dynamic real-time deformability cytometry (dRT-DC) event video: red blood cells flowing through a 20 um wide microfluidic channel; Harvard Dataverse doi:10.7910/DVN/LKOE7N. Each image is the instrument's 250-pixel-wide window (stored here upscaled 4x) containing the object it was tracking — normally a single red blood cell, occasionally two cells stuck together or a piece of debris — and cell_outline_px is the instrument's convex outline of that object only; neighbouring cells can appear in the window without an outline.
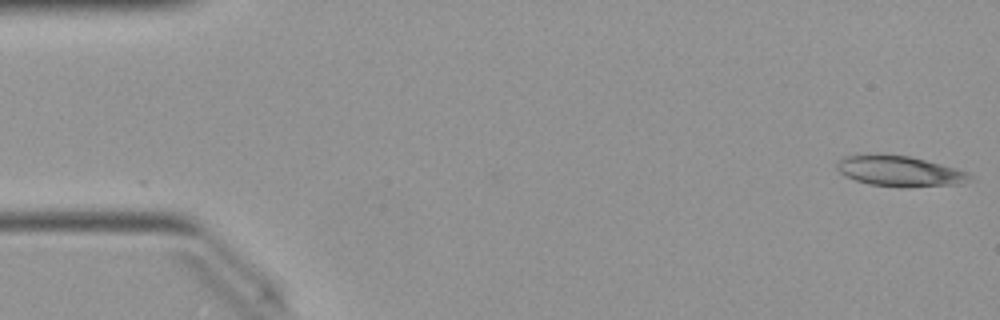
{"species": "Egyptian fruit bat (a non-hibernating species)", "species_latin": "Rousettus aegyptiacus", "temperature_condition": "warm", "stored_images_in_passage": 50, "camera_frame_rate_fps": 3000, "um_per_image_px": 0.085, "animal": {"sex": "female"}, "frame": {"image": 1, "passage_image": 1, "time_ms": 0.0, "image_size_px": [1000, 320], "cell_outline_px": [[976, 180], [964, 184], [908, 188], [900, 188], [868, 184], [856, 180], [840, 172], [836, 168], [836, 160], [844, 156], [908, 156], [956, 168], [968, 172]], "centroid_in_image_um": [76.58, 14.6], "position_along_channel_um": 8.4, "area_um2": 23.58}}
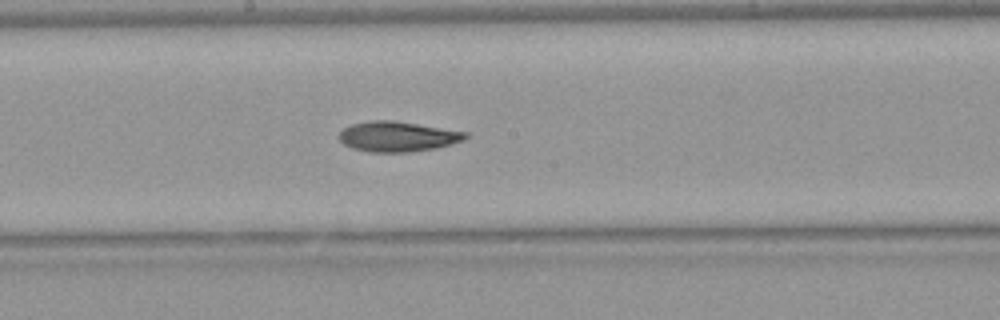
{"frame": {"image": 2, "passage_image": 26, "time_ms": 8.333, "image_size_px": [1000, 320], "cell_outline_px": [[468, 136], [464, 140], [452, 144], [436, 148], [408, 152], [372, 152], [352, 148], [344, 144], [340, 140], [340, 132], [344, 128], [352, 124], [368, 120], [392, 120], [468, 132]], "centroid_in_image_um": [33.81, 11.6], "position_along_channel_um": 214.4, "area_um2": 22.14}}
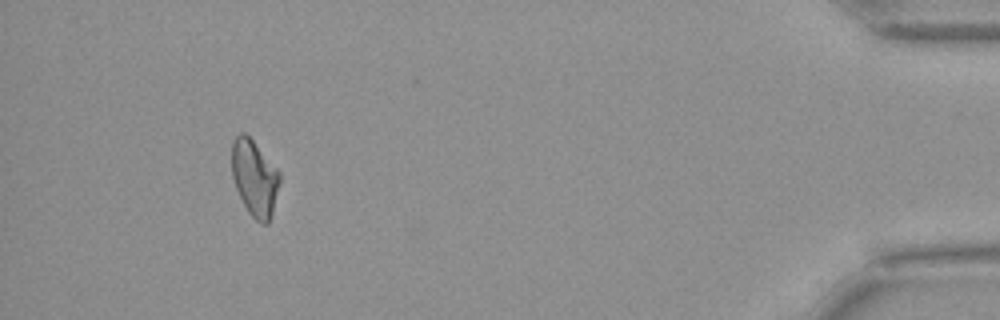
{"frame": {"image": 3, "passage_image": 46, "time_ms": 15.0, "image_size_px": [1000, 320], "cell_outline_px": [[280, 180], [272, 212], [268, 224], [260, 224], [248, 212], [236, 188], [232, 176], [232, 144], [236, 136], [240, 132], [244, 132], [252, 140], [280, 172]], "centroid_in_image_um": [21.63, 15.14], "position_along_channel_um": 413.6, "area_um2": 20.92}}